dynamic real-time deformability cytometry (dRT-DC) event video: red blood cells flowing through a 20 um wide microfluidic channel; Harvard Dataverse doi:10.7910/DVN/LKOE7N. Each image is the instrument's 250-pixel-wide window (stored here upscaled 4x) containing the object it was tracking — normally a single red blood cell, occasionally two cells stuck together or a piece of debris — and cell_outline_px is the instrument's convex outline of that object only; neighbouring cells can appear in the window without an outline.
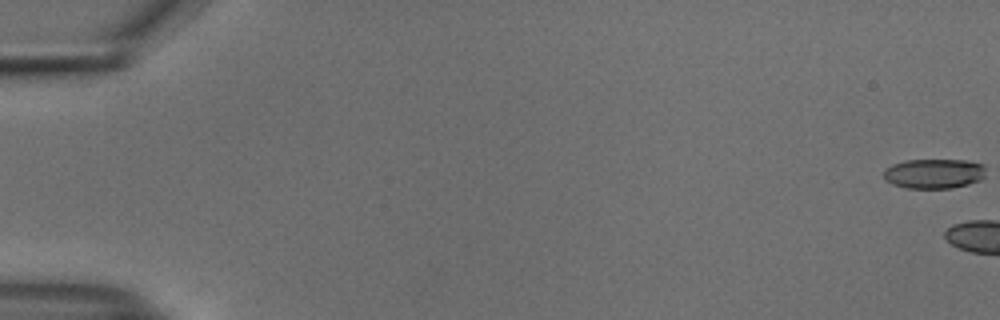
{"species": "common noctule bat (a hibernating species)", "species_latin": "Nyctalus noctula", "temperature_condition": "cold", "stored_images_in_passage": 5, "camera_frame_rate_fps": 3000, "um_per_image_px": 0.085, "animal": {"sex": "male", "body_mass_g": 18.8}, "frame": {"image": 1, "passage_image": 1, "time_ms": 0.0, "image_size_px": [1000, 320], "cell_outline_px": [[984, 176], [980, 180], [968, 184], [952, 188], [904, 188], [892, 184], [884, 180], [884, 168], [892, 164], [904, 160], [964, 160], [984, 164]], "centroid_in_image_um": [79.35, 14.75], "position_along_channel_um": 5.7, "area_um2": 17.86}}